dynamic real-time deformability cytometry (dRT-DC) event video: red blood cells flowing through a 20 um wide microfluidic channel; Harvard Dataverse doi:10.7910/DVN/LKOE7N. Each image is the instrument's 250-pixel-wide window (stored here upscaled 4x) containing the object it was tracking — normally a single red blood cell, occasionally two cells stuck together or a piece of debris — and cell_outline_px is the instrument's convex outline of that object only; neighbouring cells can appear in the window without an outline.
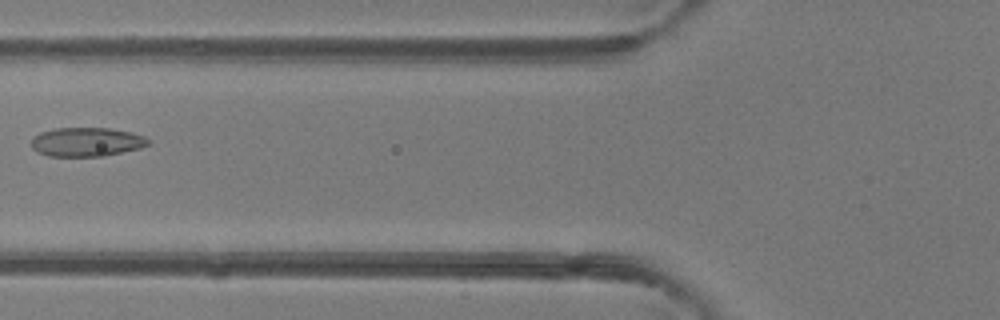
{"species": "common noctule bat (a hibernating species)", "species_latin": "Nyctalus noctula", "temperature_condition": "room temperature", "stored_images_in_passage": 6, "camera_frame_rate_fps": 3000, "um_per_image_px": 0.085, "animal": {"sex": "female"}, "frame": {"image": 1, "passage_image": 5, "time_ms": 1.333, "image_size_px": [1000, 320], "cell_outline_px": [[148, 144], [140, 148], [104, 156], [48, 156], [32, 148], [32, 136], [40, 132], [56, 128], [112, 128], [132, 132], [144, 136], [148, 140]], "centroid_in_image_um": [7.35, 12.05], "position_along_channel_um": 118.4, "area_um2": 19.71}}
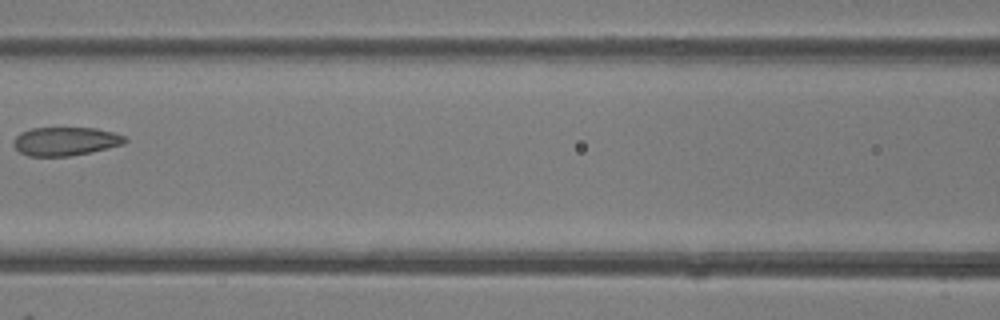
{"frame": {"image": 2, "passage_image": 6, "time_ms": 1.667, "image_size_px": [1000, 320], "cell_outline_px": [[128, 140], [124, 144], [88, 152], [68, 156], [28, 156], [20, 152], [12, 144], [12, 140], [20, 132], [32, 128], [96, 128], [116, 132], [124, 136]], "centroid_in_image_um": [5.55, 12.0], "position_along_channel_um": 161.1, "area_um2": 18.55}}